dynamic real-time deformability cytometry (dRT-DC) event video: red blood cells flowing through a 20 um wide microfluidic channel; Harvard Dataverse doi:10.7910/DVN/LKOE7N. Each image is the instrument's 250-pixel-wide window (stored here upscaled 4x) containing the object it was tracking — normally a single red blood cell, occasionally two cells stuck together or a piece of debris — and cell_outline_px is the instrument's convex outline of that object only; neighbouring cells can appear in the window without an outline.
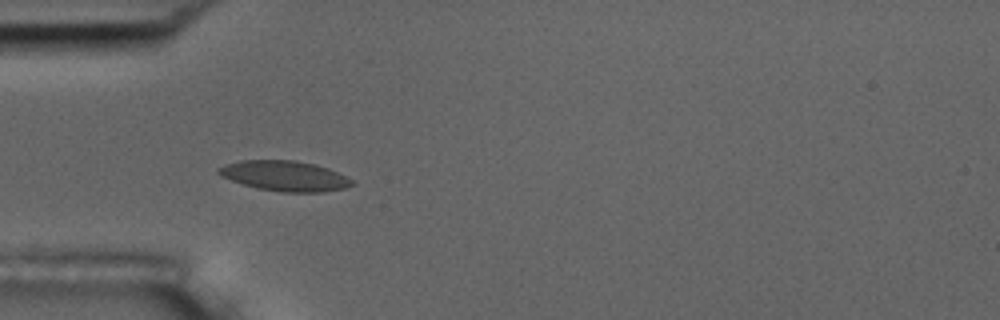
{"species": "common noctule bat (a hibernating species)", "species_latin": "Nyctalus noctula", "temperature_condition": "room temperature", "stored_images_in_passage": 5, "camera_frame_rate_fps": 3000, "um_per_image_px": 0.085, "animal": {"sex": "male", "body_mass_g": 17.5, "forearm_length_mm": 52.3}, "frame": {"image": 1, "passage_image": 4, "time_ms": 3.667, "image_size_px": [1000, 320], "cell_outline_px": [[356, 184], [344, 188], [320, 192], [280, 192], [256, 188], [220, 176], [216, 172], [216, 168], [240, 160], [296, 160], [328, 168], [352, 180]], "centroid_in_image_um": [24.17, 14.95], "position_along_channel_um": 60.8, "area_um2": 23.35}}